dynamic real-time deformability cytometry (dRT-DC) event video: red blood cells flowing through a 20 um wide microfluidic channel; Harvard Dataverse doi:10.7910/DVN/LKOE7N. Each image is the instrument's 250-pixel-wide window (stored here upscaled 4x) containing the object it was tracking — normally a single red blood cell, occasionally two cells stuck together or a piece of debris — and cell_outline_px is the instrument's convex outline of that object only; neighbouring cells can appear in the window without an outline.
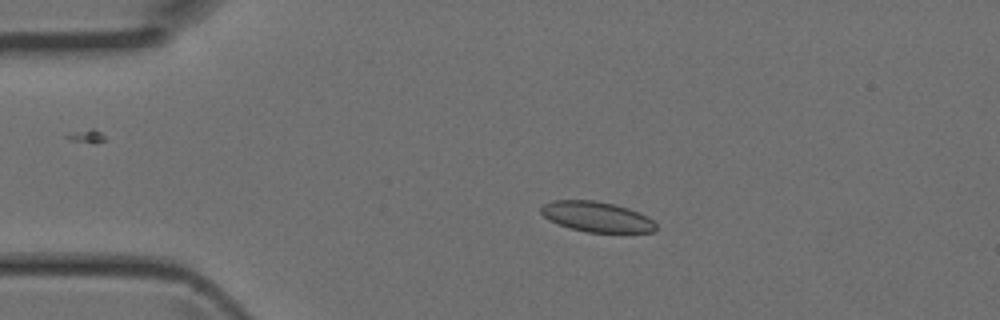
{"species": "Egyptian fruit bat (a non-hibernating species)", "species_latin": "Rousettus aegyptiacus", "temperature_condition": "room temperature", "stored_images_in_passage": 3, "camera_frame_rate_fps": 3000, "um_per_image_px": 0.085, "animal": {"sex": "female"}, "frame": {"image": 1, "passage_image": 2, "time_ms": 0.333, "image_size_px": [1000, 320], "cell_outline_px": [[656, 232], [588, 232], [568, 228], [544, 216], [540, 212], [540, 208], [544, 204], [552, 200], [596, 200], [616, 204], [640, 212], [648, 216], [656, 224]], "centroid_in_image_um": [50.75, 18.41], "position_along_channel_um": 34.3, "area_um2": 20.35}}